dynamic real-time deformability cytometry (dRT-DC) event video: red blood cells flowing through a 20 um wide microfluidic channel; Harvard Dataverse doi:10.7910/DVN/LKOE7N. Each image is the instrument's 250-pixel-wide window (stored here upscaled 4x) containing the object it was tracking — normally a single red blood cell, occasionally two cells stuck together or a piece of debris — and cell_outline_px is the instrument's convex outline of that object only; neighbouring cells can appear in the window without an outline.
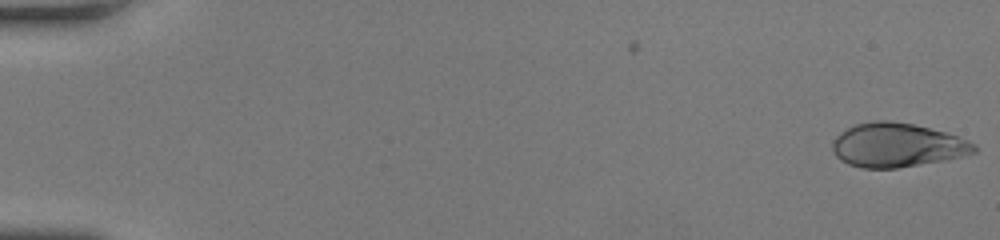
{"species": "human", "species_latin": "Homo sapiens", "temperature_condition": "room temperature", "stored_images_in_passage": 50, "camera_frame_rate_fps": 3000, "um_per_image_px": 0.085, "donor": {"sex": "female"}, "frame": {"image": 1, "passage_image": 1, "time_ms": 0.0, "image_size_px": [1000, 240], "cell_outline_px": [[976, 152], [960, 156], [940, 160], [896, 168], [864, 168], [848, 164], [840, 160], [832, 152], [832, 140], [840, 132], [856, 124], [876, 120], [888, 120], [912, 124], [944, 132], [968, 140], [976, 144]], "centroid_in_image_um": [76.19, 12.33], "position_along_channel_um": 8.8, "area_um2": 35.95}}
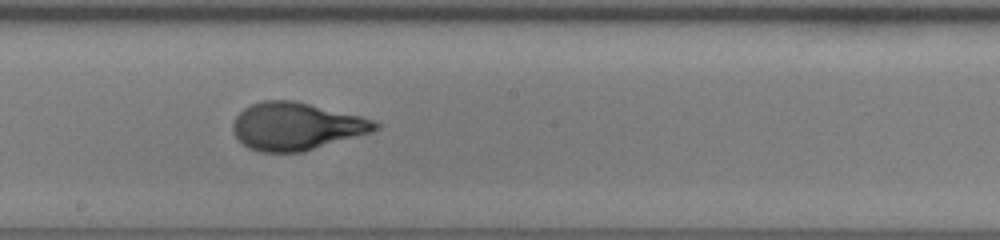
{"frame": {"image": 2, "passage_image": 29, "time_ms": 9.333, "image_size_px": [1000, 240], "cell_outline_px": [[384, 124], [380, 128], [372, 132], [304, 152], [260, 152], [248, 148], [232, 132], [232, 124], [236, 116], [244, 108], [252, 104], [264, 100], [292, 100], [360, 116]], "centroid_in_image_um": [25.19, 10.75], "position_along_channel_um": 223.0, "area_um2": 39.42}}
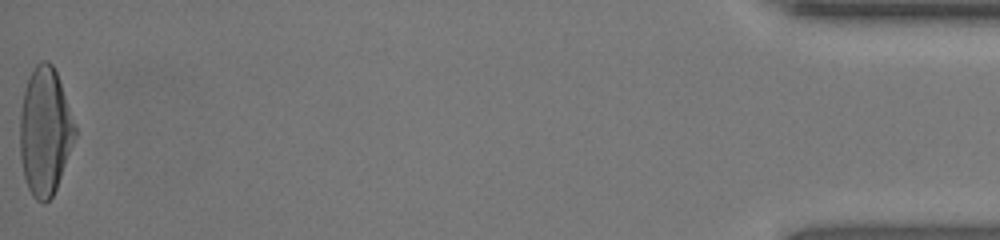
{"frame": {"image": 3, "passage_image": 50, "time_ms": 16.333, "image_size_px": [1000, 240], "cell_outline_px": [[76, 136], [56, 188], [52, 196], [44, 204], [36, 200], [32, 196], [28, 188], [24, 176], [20, 156], [20, 112], [24, 88], [36, 64], [40, 60], [48, 60], [52, 64], [56, 72], [76, 124]], "centroid_in_image_um": [3.82, 11.16], "position_along_channel_um": 431.4, "area_um2": 40.86}, "authors_computed_cell_mechanics": {"area_um2": 38.9283, "velocity_mm_per_s": 4.3003, "shape_relaxation_time_tau1_ms": 3.4614, "shape_relaxation_time_tau2_ms": null, "deformation_change_tau1": 0.2147, "deformation_change_tau2": null}}